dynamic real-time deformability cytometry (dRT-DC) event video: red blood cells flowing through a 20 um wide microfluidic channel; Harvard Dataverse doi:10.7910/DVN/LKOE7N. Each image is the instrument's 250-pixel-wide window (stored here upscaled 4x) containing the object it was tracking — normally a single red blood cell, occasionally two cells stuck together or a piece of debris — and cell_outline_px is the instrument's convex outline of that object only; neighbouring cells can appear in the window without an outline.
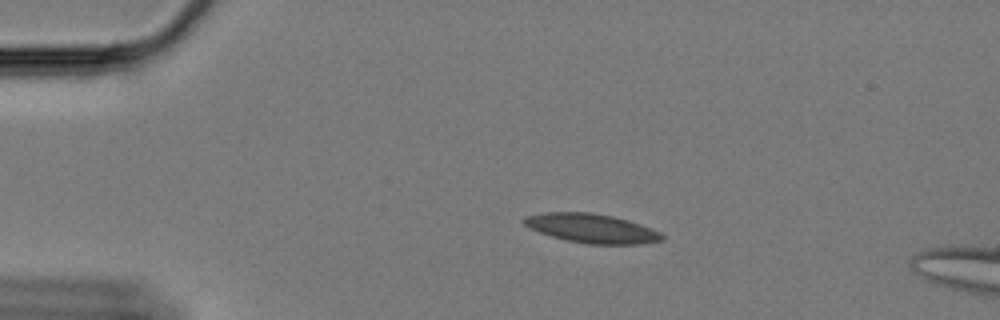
{"species": "Egyptian fruit bat (a non-hibernating species)", "species_latin": "Rousettus aegyptiacus", "temperature_condition": "cold", "stored_images_in_passage": 16, "camera_frame_rate_fps": 3000, "um_per_image_px": 0.085, "animal": {"sex": "female"}, "frame": {"image": 1, "passage_image": 12, "time_ms": 3.667, "image_size_px": [1000, 320], "cell_outline_px": [[664, 240], [640, 244], [588, 244], [568, 240], [552, 236], [540, 232], [524, 224], [520, 220], [524, 216], [540, 212], [592, 212], [612, 216], [628, 220], [652, 228], [660, 232], [664, 236]], "centroid_in_image_um": [50.29, 19.4], "position_along_channel_um": 34.7, "area_um2": 23.47}}